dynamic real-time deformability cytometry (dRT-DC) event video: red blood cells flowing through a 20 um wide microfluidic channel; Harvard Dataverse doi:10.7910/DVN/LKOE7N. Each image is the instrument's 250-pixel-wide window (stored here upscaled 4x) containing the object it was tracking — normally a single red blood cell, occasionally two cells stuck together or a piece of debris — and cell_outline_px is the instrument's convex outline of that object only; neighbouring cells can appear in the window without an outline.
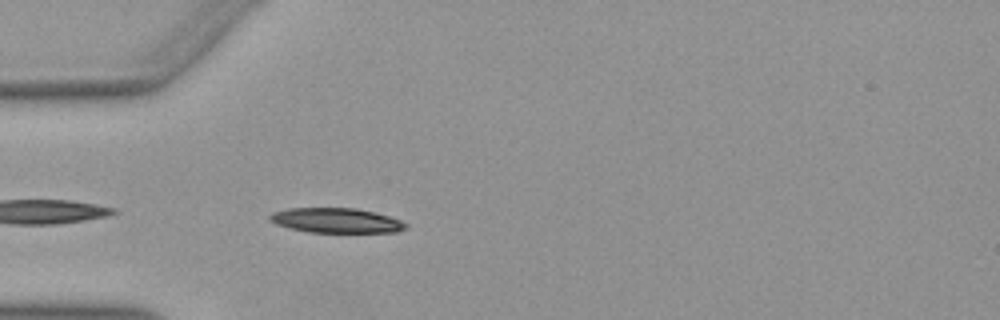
{"species": "Egyptian fruit bat (a non-hibernating species)", "species_latin": "Rousettus aegyptiacus", "temperature_condition": "warm", "stored_images_in_passage": 10, "camera_frame_rate_fps": 3000, "um_per_image_px": 0.085, "animal": {"sex": "female"}, "frame": {"image": 1, "passage_image": 2, "time_ms": 0.333, "image_size_px": [1000, 320], "cell_outline_px": [[408, 228], [396, 232], [308, 232], [276, 224], [268, 220], [268, 216], [272, 212], [288, 208], [356, 208], [376, 212], [400, 220], [408, 224]], "centroid_in_image_um": [28.58, 18.73], "position_along_channel_um": 56.4, "area_um2": 19.71}}
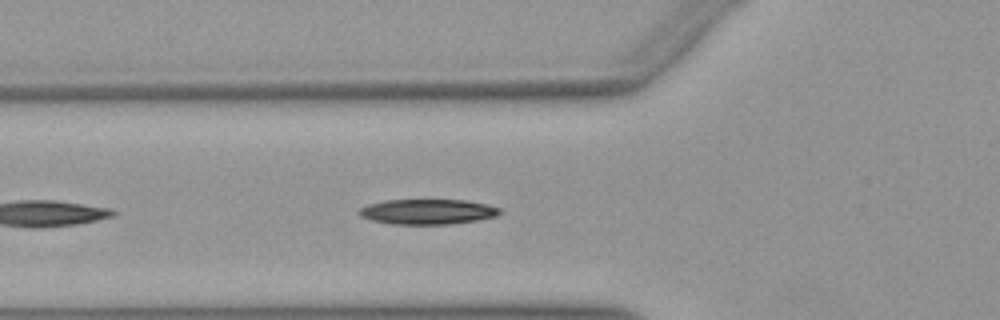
{"frame": {"image": 2, "passage_image": 5, "time_ms": 1.333, "image_size_px": [1000, 320], "cell_outline_px": [[504, 212], [496, 216], [476, 220], [448, 224], [388, 224], [372, 220], [360, 216], [356, 212], [360, 208], [368, 204], [384, 200], [464, 200], [488, 204], [500, 208]], "centroid_in_image_um": [36.33, 17.99], "position_along_channel_um": 89.5, "area_um2": 20.75}}